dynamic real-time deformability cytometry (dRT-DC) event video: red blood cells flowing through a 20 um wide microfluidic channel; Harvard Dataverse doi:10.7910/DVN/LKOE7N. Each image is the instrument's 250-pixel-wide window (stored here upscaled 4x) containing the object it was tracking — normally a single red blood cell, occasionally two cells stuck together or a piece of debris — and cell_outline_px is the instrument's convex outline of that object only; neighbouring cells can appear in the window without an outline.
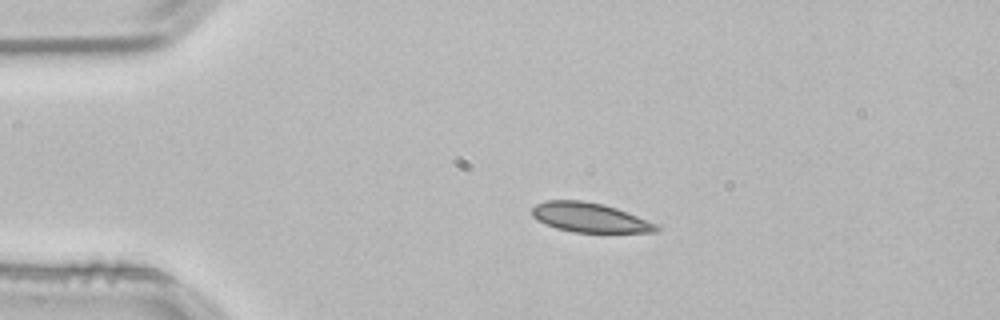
{"species": "common noctule bat (a hibernating species)", "species_latin": "Nyctalus noctula", "temperature_condition": "room temperature", "stored_images_in_passage": 3, "camera_frame_rate_fps": 3000, "um_per_image_px": 0.085, "animal": {"sex": "male", "body_mass_g": 21.5, "forearm_length_mm": 52.0}, "frame": {"image": 1, "passage_image": 2, "time_ms": 0.333, "image_size_px": [1000, 320], "cell_outline_px": [[660, 228], [656, 232], [572, 232], [556, 228], [536, 220], [532, 216], [532, 208], [536, 204], [548, 200], [580, 200], [604, 204], [616, 208], [656, 224]], "centroid_in_image_um": [50.08, 18.49], "position_along_channel_um": 34.9, "area_um2": 21.15}}